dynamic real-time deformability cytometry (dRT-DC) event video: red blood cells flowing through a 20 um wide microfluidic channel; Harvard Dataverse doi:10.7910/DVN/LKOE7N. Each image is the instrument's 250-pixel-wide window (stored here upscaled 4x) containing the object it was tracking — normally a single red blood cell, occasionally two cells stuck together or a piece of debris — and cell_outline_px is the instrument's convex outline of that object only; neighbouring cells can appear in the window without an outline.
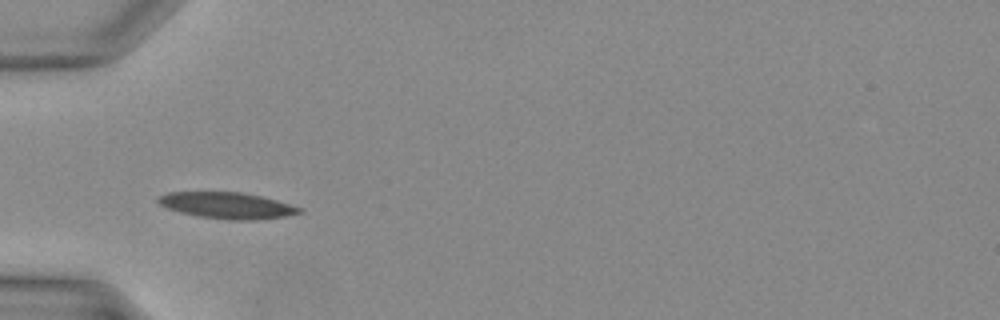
{"species": "Egyptian fruit bat (a non-hibernating species)", "species_latin": "Rousettus aegyptiacus", "temperature_condition": "warm", "stored_images_in_passage": 18, "camera_frame_rate_fps": 3000, "um_per_image_px": 0.085, "animal": {"sex": "female"}, "frame": {"image": 1, "passage_image": 1, "time_ms": 0.0, "image_size_px": [1000, 320], "cell_outline_px": [[304, 212], [284, 216], [256, 220], [228, 220], [200, 216], [180, 212], [168, 208], [160, 204], [156, 200], [160, 196], [168, 192], [240, 192], [260, 196], [276, 200], [304, 208]], "centroid_in_image_um": [19.34, 17.46], "position_along_channel_um": 65.7, "area_um2": 21.5}}
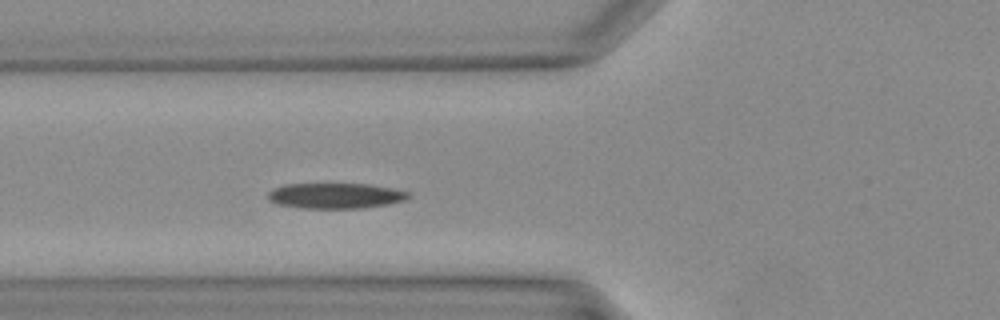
{"frame": {"image": 2, "passage_image": 3, "time_ms": 0.667, "image_size_px": [1000, 320], "cell_outline_px": [[412, 196], [404, 200], [388, 204], [360, 208], [304, 208], [276, 204], [268, 200], [268, 192], [272, 188], [284, 184], [368, 184], [392, 188], [408, 192]], "centroid_in_image_um": [28.48, 16.63], "position_along_channel_um": 97.3, "area_um2": 20.87}}
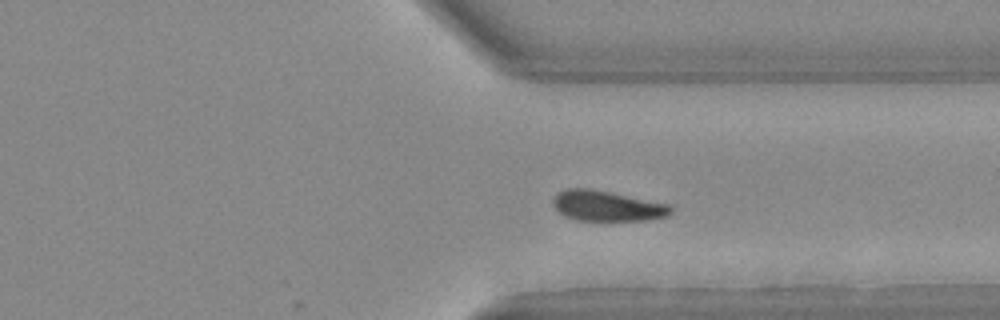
{"frame": {"image": 3, "passage_image": 18, "time_ms": 5.667, "image_size_px": [1000, 320], "cell_outline_px": [[672, 212], [668, 216], [648, 220], [576, 220], [564, 216], [552, 204], [552, 200], [560, 192], [568, 188], [588, 188], [668, 204], [672, 208]], "centroid_in_image_um": [51.59, 17.51], "position_along_channel_um": 359.8, "area_um2": 20.52}}